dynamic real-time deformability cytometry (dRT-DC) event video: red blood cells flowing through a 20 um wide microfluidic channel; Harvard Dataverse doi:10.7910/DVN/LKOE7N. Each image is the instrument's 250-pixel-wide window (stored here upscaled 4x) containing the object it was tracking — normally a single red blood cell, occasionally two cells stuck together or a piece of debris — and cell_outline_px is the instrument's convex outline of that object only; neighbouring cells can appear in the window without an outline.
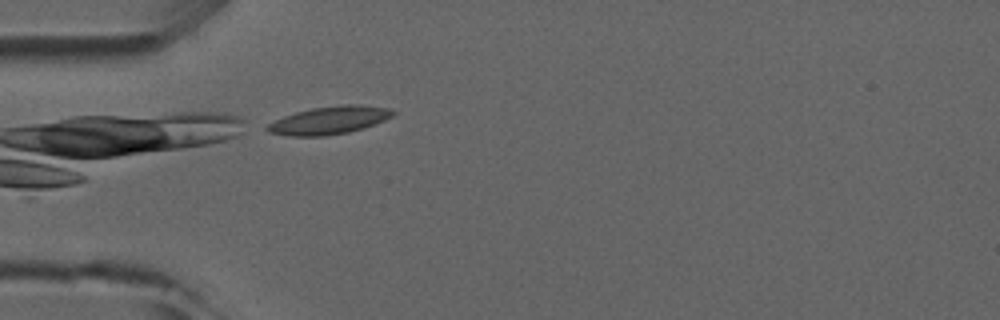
{"species": "common noctule bat (a hibernating species)", "species_latin": "Nyctalus noctula", "temperature_condition": "room temperature", "stored_images_in_passage": 5, "camera_frame_rate_fps": 3000, "um_per_image_px": 0.085, "animal": {"sex": "male", "forearm_length_mm": 52.5}, "frame": {"image": 1, "passage_image": 5, "time_ms": 4.667, "image_size_px": [1000, 320], "cell_outline_px": [[396, 112], [392, 116], [384, 120], [364, 128], [348, 132], [324, 136], [288, 136], [268, 132], [260, 128], [284, 116], [296, 112], [312, 108], [340, 104], [360, 104], [392, 108]], "centroid_in_image_um": [27.98, 10.22], "position_along_channel_um": 57.0, "area_um2": 20.63}}